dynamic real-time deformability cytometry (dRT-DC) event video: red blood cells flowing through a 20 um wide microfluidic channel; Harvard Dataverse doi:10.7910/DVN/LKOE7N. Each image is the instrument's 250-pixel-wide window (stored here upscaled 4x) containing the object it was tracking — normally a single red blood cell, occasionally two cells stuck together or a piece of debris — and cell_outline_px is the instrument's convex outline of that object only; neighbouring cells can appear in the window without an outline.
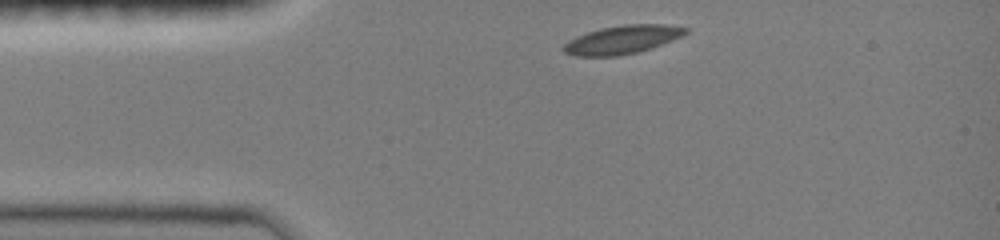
{"species": "common noctule bat (a hibernating species)", "species_latin": "Nyctalus noctula", "temperature_condition": "room temperature", "stored_images_in_passage": 3, "camera_frame_rate_fps": 3000, "um_per_image_px": 0.085, "animal": {"sex": "female", "body_mass_g": 19.0, "forearm_length_mm": 51.5}, "frame": {"image": 1, "passage_image": 1, "time_ms": 0.0, "image_size_px": [1000, 240], "cell_outline_px": [[688, 32], [672, 40], [652, 48], [636, 52], [616, 56], [576, 56], [564, 52], [564, 44], [568, 40], [576, 36], [600, 28], [624, 24], [664, 24], [688, 28]], "centroid_in_image_um": [52.89, 3.36], "position_along_channel_um": 32.1, "area_um2": 20.06}}